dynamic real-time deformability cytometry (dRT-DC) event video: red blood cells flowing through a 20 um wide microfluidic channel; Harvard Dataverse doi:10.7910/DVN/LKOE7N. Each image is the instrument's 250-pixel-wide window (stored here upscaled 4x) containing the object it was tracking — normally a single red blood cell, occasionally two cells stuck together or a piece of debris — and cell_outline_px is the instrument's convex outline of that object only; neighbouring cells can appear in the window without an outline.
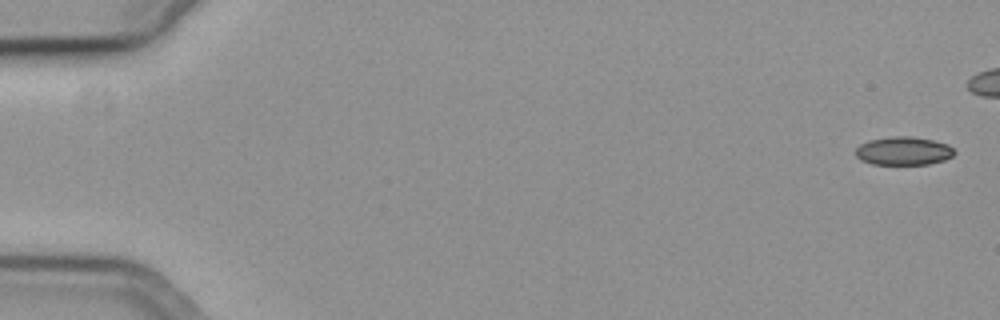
{"species": "common noctule bat (a hibernating species)", "species_latin": "Nyctalus noctula", "temperature_condition": "cold", "stored_images_in_passage": 5, "camera_frame_rate_fps": 3000, "um_per_image_px": 0.085, "animal": {"sex": "female", "body_mass_g": 19.3, "forearm_length_mm": 54.1}, "frame": {"image": 1, "passage_image": 1, "time_ms": 0.0, "image_size_px": [1000, 320], "cell_outline_px": [[956, 152], [952, 156], [944, 160], [928, 164], [872, 164], [860, 160], [856, 156], [856, 148], [860, 144], [868, 140], [892, 136], [912, 136], [932, 140], [948, 144]], "centroid_in_image_um": [76.78, 12.82], "position_along_channel_um": 8.2, "area_um2": 16.36}}